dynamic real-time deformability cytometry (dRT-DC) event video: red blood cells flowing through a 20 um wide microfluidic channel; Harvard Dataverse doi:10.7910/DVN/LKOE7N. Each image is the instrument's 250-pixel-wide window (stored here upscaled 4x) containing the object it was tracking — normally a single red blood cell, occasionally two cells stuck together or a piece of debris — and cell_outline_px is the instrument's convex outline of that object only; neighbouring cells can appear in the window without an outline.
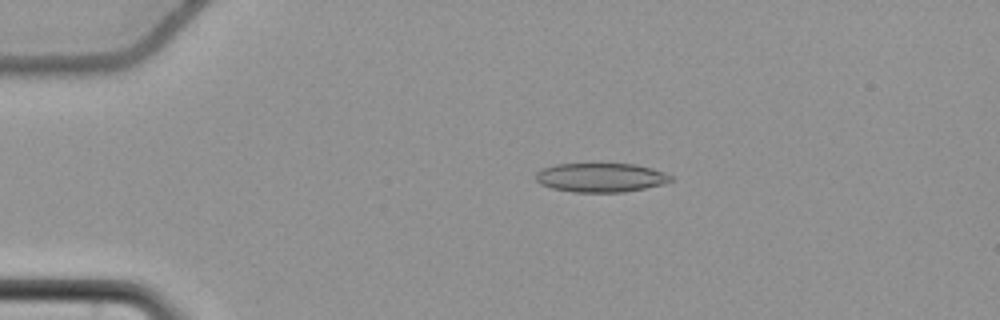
{"species": "common noctule bat (a hibernating species)", "species_latin": "Nyctalus noctula", "temperature_condition": "cold", "stored_images_in_passage": 46, "camera_frame_rate_fps": 3000, "um_per_image_px": 0.085, "animal": {"sex": "female", "body_mass_g": 22.7, "forearm_length_mm": 54.2}, "frame": {"image": 1, "passage_image": 2, "time_ms": 0.333, "image_size_px": [1000, 320], "cell_outline_px": [[672, 180], [664, 184], [624, 192], [572, 192], [552, 188], [540, 184], [536, 180], [536, 172], [540, 168], [556, 164], [636, 164], [652, 168], [664, 172], [672, 176]], "centroid_in_image_um": [51.05, 15.09], "position_along_channel_um": 34.0, "area_um2": 22.95}}
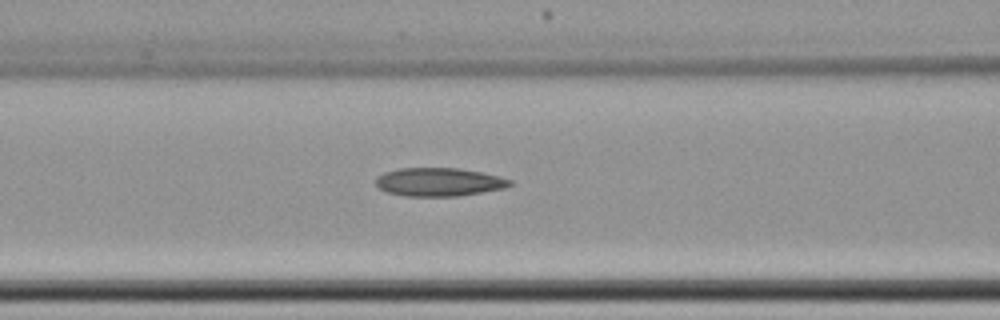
{"frame": {"image": 2, "passage_image": 14, "time_ms": 4.333, "image_size_px": [1000, 320], "cell_outline_px": [[512, 184], [504, 188], [460, 196], [404, 196], [388, 192], [380, 188], [376, 184], [376, 176], [384, 172], [400, 168], [460, 168], [500, 176], [512, 180]], "centroid_in_image_um": [37.31, 15.46], "position_along_channel_um": 129.3, "area_um2": 22.2}}
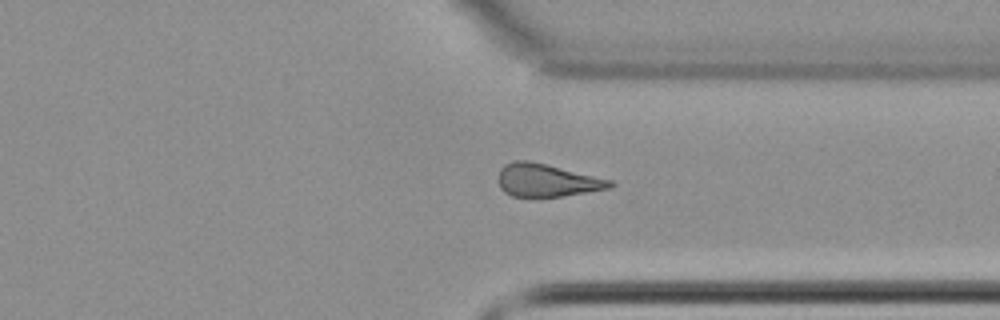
{"frame": {"image": 3, "passage_image": 33, "time_ms": 10.667, "image_size_px": [1000, 320], "cell_outline_px": [[616, 184], [612, 188], [564, 196], [512, 196], [504, 192], [500, 188], [500, 168], [504, 164], [516, 160], [528, 160], [612, 180]], "centroid_in_image_um": [46.51, 15.33], "position_along_channel_um": 364.9, "area_um2": 21.15}, "authors_computed_cell_mechanics": {"area_um2": 22.1663, "velocity_mm_per_s": 3.7108, "shape_relaxation_time_tau1_ms": null, "shape_relaxation_time_tau2_ms": 9.3446, "deformation_change_tau1": null, "deformation_change_tau2": 0.1949}}